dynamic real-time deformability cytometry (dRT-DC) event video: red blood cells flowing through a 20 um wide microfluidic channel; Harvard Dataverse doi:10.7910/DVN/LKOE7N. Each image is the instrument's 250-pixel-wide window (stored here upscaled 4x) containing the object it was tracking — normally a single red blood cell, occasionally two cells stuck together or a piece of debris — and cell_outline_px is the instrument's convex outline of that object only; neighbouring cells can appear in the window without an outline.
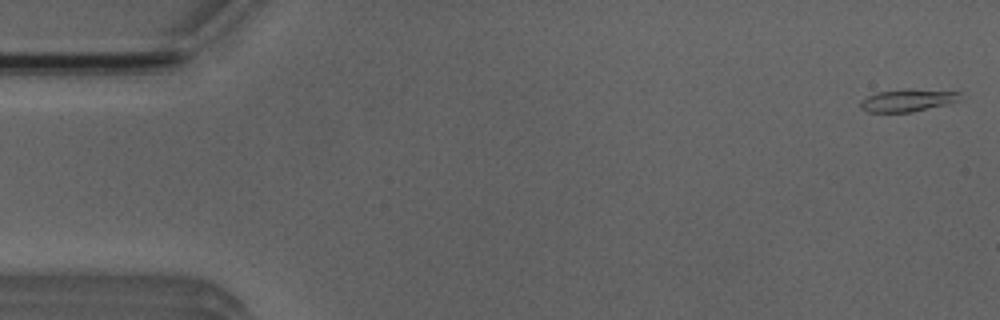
{"species": "Egyptian fruit bat (a non-hibernating species)", "species_latin": "Rousettus aegyptiacus", "temperature_condition": "room temperature", "stored_images_in_passage": 4, "camera_frame_rate_fps": 3000, "um_per_image_px": 0.085, "animal": {"sex": "male"}, "frame": {"image": 1, "passage_image": 1, "time_ms": 0.0, "image_size_px": [1000, 320], "cell_outline_px": [[960, 100], [948, 104], [912, 112], [868, 112], [860, 108], [860, 100], [876, 92], [908, 88], [960, 92]], "centroid_in_image_um": [77.13, 8.52], "position_along_channel_um": 7.9, "area_um2": 13.18}}